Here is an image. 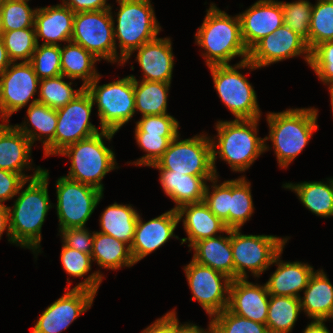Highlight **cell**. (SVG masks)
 I'll return each mask as SVG.
<instances>
[{
    "mask_svg": "<svg viewBox=\"0 0 333 333\" xmlns=\"http://www.w3.org/2000/svg\"><path fill=\"white\" fill-rule=\"evenodd\" d=\"M48 171L43 169L41 175L27 180L17 193L13 207L7 206L13 244L30 249L36 256L42 250V225L49 209L54 206L48 195ZM27 183L28 186L23 190Z\"/></svg>",
    "mask_w": 333,
    "mask_h": 333,
    "instance_id": "1",
    "label": "cell"
},
{
    "mask_svg": "<svg viewBox=\"0 0 333 333\" xmlns=\"http://www.w3.org/2000/svg\"><path fill=\"white\" fill-rule=\"evenodd\" d=\"M259 121L260 118L217 121V138L210 137L213 168L217 177L216 156L228 163L233 172L241 173L265 153V140L257 136Z\"/></svg>",
    "mask_w": 333,
    "mask_h": 333,
    "instance_id": "2",
    "label": "cell"
},
{
    "mask_svg": "<svg viewBox=\"0 0 333 333\" xmlns=\"http://www.w3.org/2000/svg\"><path fill=\"white\" fill-rule=\"evenodd\" d=\"M317 117L318 109L313 107L267 113L269 135L264 138L265 151L270 149L266 142L270 140L279 168L287 169L310 142L319 127Z\"/></svg>",
    "mask_w": 333,
    "mask_h": 333,
    "instance_id": "3",
    "label": "cell"
},
{
    "mask_svg": "<svg viewBox=\"0 0 333 333\" xmlns=\"http://www.w3.org/2000/svg\"><path fill=\"white\" fill-rule=\"evenodd\" d=\"M206 11L195 34V43L204 50L201 53L206 65H229L235 57H242L241 62L248 60L249 51L242 40L238 14L232 17L214 3Z\"/></svg>",
    "mask_w": 333,
    "mask_h": 333,
    "instance_id": "4",
    "label": "cell"
},
{
    "mask_svg": "<svg viewBox=\"0 0 333 333\" xmlns=\"http://www.w3.org/2000/svg\"><path fill=\"white\" fill-rule=\"evenodd\" d=\"M116 133L101 130L99 133L71 144L57 155L66 156L71 160L68 175L65 177L93 186L104 191L102 179L112 170L118 169L115 153L105 145Z\"/></svg>",
    "mask_w": 333,
    "mask_h": 333,
    "instance_id": "5",
    "label": "cell"
},
{
    "mask_svg": "<svg viewBox=\"0 0 333 333\" xmlns=\"http://www.w3.org/2000/svg\"><path fill=\"white\" fill-rule=\"evenodd\" d=\"M116 2L119 4L117 7L119 9L114 14L116 21L113 18L112 22L116 63L122 66L123 60L132 51L156 39L162 30L150 0H116ZM115 22H117L116 26ZM117 47L120 48V54L117 52Z\"/></svg>",
    "mask_w": 333,
    "mask_h": 333,
    "instance_id": "6",
    "label": "cell"
},
{
    "mask_svg": "<svg viewBox=\"0 0 333 333\" xmlns=\"http://www.w3.org/2000/svg\"><path fill=\"white\" fill-rule=\"evenodd\" d=\"M94 271L82 282L72 289L67 278L68 287L64 295L48 306L40 316L31 333H61L66 330L74 320L92 307L94 298L103 280V273Z\"/></svg>",
    "mask_w": 333,
    "mask_h": 333,
    "instance_id": "7",
    "label": "cell"
},
{
    "mask_svg": "<svg viewBox=\"0 0 333 333\" xmlns=\"http://www.w3.org/2000/svg\"><path fill=\"white\" fill-rule=\"evenodd\" d=\"M212 74L214 88L223 104L235 119H257L262 116L256 92L245 75L238 69H258L249 60L235 65H214L208 67Z\"/></svg>",
    "mask_w": 333,
    "mask_h": 333,
    "instance_id": "8",
    "label": "cell"
},
{
    "mask_svg": "<svg viewBox=\"0 0 333 333\" xmlns=\"http://www.w3.org/2000/svg\"><path fill=\"white\" fill-rule=\"evenodd\" d=\"M101 77L99 74L85 89L93 104H97L102 130L117 133L136 113L134 79L129 75L111 83L98 85Z\"/></svg>",
    "mask_w": 333,
    "mask_h": 333,
    "instance_id": "9",
    "label": "cell"
},
{
    "mask_svg": "<svg viewBox=\"0 0 333 333\" xmlns=\"http://www.w3.org/2000/svg\"><path fill=\"white\" fill-rule=\"evenodd\" d=\"M241 229H230V244L234 260V279H247L248 271L260 278L269 270L275 257L283 250L289 237L246 235ZM270 266V267H269Z\"/></svg>",
    "mask_w": 333,
    "mask_h": 333,
    "instance_id": "10",
    "label": "cell"
},
{
    "mask_svg": "<svg viewBox=\"0 0 333 333\" xmlns=\"http://www.w3.org/2000/svg\"><path fill=\"white\" fill-rule=\"evenodd\" d=\"M150 167L191 176H216L210 137L203 133L181 140L178 134L164 154Z\"/></svg>",
    "mask_w": 333,
    "mask_h": 333,
    "instance_id": "11",
    "label": "cell"
},
{
    "mask_svg": "<svg viewBox=\"0 0 333 333\" xmlns=\"http://www.w3.org/2000/svg\"><path fill=\"white\" fill-rule=\"evenodd\" d=\"M55 185L59 232L66 228L85 227L103 198V192L65 176H60Z\"/></svg>",
    "mask_w": 333,
    "mask_h": 333,
    "instance_id": "12",
    "label": "cell"
},
{
    "mask_svg": "<svg viewBox=\"0 0 333 333\" xmlns=\"http://www.w3.org/2000/svg\"><path fill=\"white\" fill-rule=\"evenodd\" d=\"M111 10L110 5V9L106 10L75 13L71 41L84 47L100 61L116 63L114 15Z\"/></svg>",
    "mask_w": 333,
    "mask_h": 333,
    "instance_id": "13",
    "label": "cell"
},
{
    "mask_svg": "<svg viewBox=\"0 0 333 333\" xmlns=\"http://www.w3.org/2000/svg\"><path fill=\"white\" fill-rule=\"evenodd\" d=\"M184 271L193 295L191 300H197L209 318L228 307L231 278L192 259Z\"/></svg>",
    "mask_w": 333,
    "mask_h": 333,
    "instance_id": "14",
    "label": "cell"
},
{
    "mask_svg": "<svg viewBox=\"0 0 333 333\" xmlns=\"http://www.w3.org/2000/svg\"><path fill=\"white\" fill-rule=\"evenodd\" d=\"M93 106L91 96L84 88L73 100L57 109L54 155L71 144L99 133V129L102 130L90 122Z\"/></svg>",
    "mask_w": 333,
    "mask_h": 333,
    "instance_id": "15",
    "label": "cell"
},
{
    "mask_svg": "<svg viewBox=\"0 0 333 333\" xmlns=\"http://www.w3.org/2000/svg\"><path fill=\"white\" fill-rule=\"evenodd\" d=\"M40 79L30 62H12L0 75V118L9 122L13 113L27 106L38 93Z\"/></svg>",
    "mask_w": 333,
    "mask_h": 333,
    "instance_id": "16",
    "label": "cell"
},
{
    "mask_svg": "<svg viewBox=\"0 0 333 333\" xmlns=\"http://www.w3.org/2000/svg\"><path fill=\"white\" fill-rule=\"evenodd\" d=\"M303 56L310 64L311 51L307 42L291 28L283 25L258 41L250 50L248 60L257 68Z\"/></svg>",
    "mask_w": 333,
    "mask_h": 333,
    "instance_id": "17",
    "label": "cell"
},
{
    "mask_svg": "<svg viewBox=\"0 0 333 333\" xmlns=\"http://www.w3.org/2000/svg\"><path fill=\"white\" fill-rule=\"evenodd\" d=\"M179 222L177 210L173 208L147 222L139 214L130 246L135 263L159 249L170 238L180 239L174 234Z\"/></svg>",
    "mask_w": 333,
    "mask_h": 333,
    "instance_id": "18",
    "label": "cell"
},
{
    "mask_svg": "<svg viewBox=\"0 0 333 333\" xmlns=\"http://www.w3.org/2000/svg\"><path fill=\"white\" fill-rule=\"evenodd\" d=\"M241 36L248 51L262 38L284 25L283 9L278 0H258L238 14Z\"/></svg>",
    "mask_w": 333,
    "mask_h": 333,
    "instance_id": "19",
    "label": "cell"
},
{
    "mask_svg": "<svg viewBox=\"0 0 333 333\" xmlns=\"http://www.w3.org/2000/svg\"><path fill=\"white\" fill-rule=\"evenodd\" d=\"M5 123L0 124V169L18 173L26 180L41 175L43 169L40 166L31 167L32 142L15 125ZM25 169L34 170L32 176L22 172Z\"/></svg>",
    "mask_w": 333,
    "mask_h": 333,
    "instance_id": "20",
    "label": "cell"
},
{
    "mask_svg": "<svg viewBox=\"0 0 333 333\" xmlns=\"http://www.w3.org/2000/svg\"><path fill=\"white\" fill-rule=\"evenodd\" d=\"M135 51H137L136 62L143 71L142 80L171 83L175 57L170 37H157L144 43L123 60L122 66L129 61Z\"/></svg>",
    "mask_w": 333,
    "mask_h": 333,
    "instance_id": "21",
    "label": "cell"
},
{
    "mask_svg": "<svg viewBox=\"0 0 333 333\" xmlns=\"http://www.w3.org/2000/svg\"><path fill=\"white\" fill-rule=\"evenodd\" d=\"M270 294L266 285L233 279L229 288L228 309L241 317L266 324Z\"/></svg>",
    "mask_w": 333,
    "mask_h": 333,
    "instance_id": "22",
    "label": "cell"
},
{
    "mask_svg": "<svg viewBox=\"0 0 333 333\" xmlns=\"http://www.w3.org/2000/svg\"><path fill=\"white\" fill-rule=\"evenodd\" d=\"M75 13L60 4L37 8L35 12L36 40L41 44L62 45L60 42L71 41Z\"/></svg>",
    "mask_w": 333,
    "mask_h": 333,
    "instance_id": "23",
    "label": "cell"
},
{
    "mask_svg": "<svg viewBox=\"0 0 333 333\" xmlns=\"http://www.w3.org/2000/svg\"><path fill=\"white\" fill-rule=\"evenodd\" d=\"M283 250L275 257L272 264L276 270L265 283L270 295L291 296L300 298V292L307 287L309 278L314 273V268L304 262H285L281 260Z\"/></svg>",
    "mask_w": 333,
    "mask_h": 333,
    "instance_id": "24",
    "label": "cell"
},
{
    "mask_svg": "<svg viewBox=\"0 0 333 333\" xmlns=\"http://www.w3.org/2000/svg\"><path fill=\"white\" fill-rule=\"evenodd\" d=\"M177 213L188 236L180 239L181 245L189 242V248L202 239L216 237L218 233L221 235L228 230L225 223L211 212L204 201L183 205L177 209Z\"/></svg>",
    "mask_w": 333,
    "mask_h": 333,
    "instance_id": "25",
    "label": "cell"
},
{
    "mask_svg": "<svg viewBox=\"0 0 333 333\" xmlns=\"http://www.w3.org/2000/svg\"><path fill=\"white\" fill-rule=\"evenodd\" d=\"M26 113V120L15 126L27 136L32 144L38 140L43 143L44 157L54 155L57 110L37 102V98H34L29 103Z\"/></svg>",
    "mask_w": 333,
    "mask_h": 333,
    "instance_id": "26",
    "label": "cell"
},
{
    "mask_svg": "<svg viewBox=\"0 0 333 333\" xmlns=\"http://www.w3.org/2000/svg\"><path fill=\"white\" fill-rule=\"evenodd\" d=\"M158 170L162 190L175 203L174 210L186 204L203 202L207 182L216 177L191 176L167 169Z\"/></svg>",
    "mask_w": 333,
    "mask_h": 333,
    "instance_id": "27",
    "label": "cell"
},
{
    "mask_svg": "<svg viewBox=\"0 0 333 333\" xmlns=\"http://www.w3.org/2000/svg\"><path fill=\"white\" fill-rule=\"evenodd\" d=\"M212 238L202 239L190 248L194 250L192 260L208 266L234 279V260L230 244V229Z\"/></svg>",
    "mask_w": 333,
    "mask_h": 333,
    "instance_id": "28",
    "label": "cell"
},
{
    "mask_svg": "<svg viewBox=\"0 0 333 333\" xmlns=\"http://www.w3.org/2000/svg\"><path fill=\"white\" fill-rule=\"evenodd\" d=\"M300 297L301 311L313 320H326L333 310V285L327 274L316 270Z\"/></svg>",
    "mask_w": 333,
    "mask_h": 333,
    "instance_id": "29",
    "label": "cell"
},
{
    "mask_svg": "<svg viewBox=\"0 0 333 333\" xmlns=\"http://www.w3.org/2000/svg\"><path fill=\"white\" fill-rule=\"evenodd\" d=\"M283 187L294 191L300 202L316 216L333 217V178L324 181L285 183Z\"/></svg>",
    "mask_w": 333,
    "mask_h": 333,
    "instance_id": "30",
    "label": "cell"
},
{
    "mask_svg": "<svg viewBox=\"0 0 333 333\" xmlns=\"http://www.w3.org/2000/svg\"><path fill=\"white\" fill-rule=\"evenodd\" d=\"M60 54L61 72L67 79H82L85 88L99 75L94 64L100 60L81 45L69 41L60 45Z\"/></svg>",
    "mask_w": 333,
    "mask_h": 333,
    "instance_id": "31",
    "label": "cell"
},
{
    "mask_svg": "<svg viewBox=\"0 0 333 333\" xmlns=\"http://www.w3.org/2000/svg\"><path fill=\"white\" fill-rule=\"evenodd\" d=\"M139 213L130 204L115 202L107 206L100 216L101 233L115 237L131 246Z\"/></svg>",
    "mask_w": 333,
    "mask_h": 333,
    "instance_id": "32",
    "label": "cell"
},
{
    "mask_svg": "<svg viewBox=\"0 0 333 333\" xmlns=\"http://www.w3.org/2000/svg\"><path fill=\"white\" fill-rule=\"evenodd\" d=\"M91 257L100 268L112 271L136 264L128 244L98 231H94Z\"/></svg>",
    "mask_w": 333,
    "mask_h": 333,
    "instance_id": "33",
    "label": "cell"
},
{
    "mask_svg": "<svg viewBox=\"0 0 333 333\" xmlns=\"http://www.w3.org/2000/svg\"><path fill=\"white\" fill-rule=\"evenodd\" d=\"M135 111L142 116L167 114V100L171 83L137 80L134 75Z\"/></svg>",
    "mask_w": 333,
    "mask_h": 333,
    "instance_id": "34",
    "label": "cell"
},
{
    "mask_svg": "<svg viewBox=\"0 0 333 333\" xmlns=\"http://www.w3.org/2000/svg\"><path fill=\"white\" fill-rule=\"evenodd\" d=\"M300 298L270 295L266 326L269 333H290L300 315Z\"/></svg>",
    "mask_w": 333,
    "mask_h": 333,
    "instance_id": "35",
    "label": "cell"
},
{
    "mask_svg": "<svg viewBox=\"0 0 333 333\" xmlns=\"http://www.w3.org/2000/svg\"><path fill=\"white\" fill-rule=\"evenodd\" d=\"M254 213L251 182L245 176L230 180L229 229H241Z\"/></svg>",
    "mask_w": 333,
    "mask_h": 333,
    "instance_id": "36",
    "label": "cell"
},
{
    "mask_svg": "<svg viewBox=\"0 0 333 333\" xmlns=\"http://www.w3.org/2000/svg\"><path fill=\"white\" fill-rule=\"evenodd\" d=\"M64 78L67 77L59 75L40 79L37 102L57 110L64 107L84 90L82 85L79 89H73V83L65 82Z\"/></svg>",
    "mask_w": 333,
    "mask_h": 333,
    "instance_id": "37",
    "label": "cell"
},
{
    "mask_svg": "<svg viewBox=\"0 0 333 333\" xmlns=\"http://www.w3.org/2000/svg\"><path fill=\"white\" fill-rule=\"evenodd\" d=\"M327 41H333V0L317 1L313 5L309 32L310 51Z\"/></svg>",
    "mask_w": 333,
    "mask_h": 333,
    "instance_id": "38",
    "label": "cell"
},
{
    "mask_svg": "<svg viewBox=\"0 0 333 333\" xmlns=\"http://www.w3.org/2000/svg\"><path fill=\"white\" fill-rule=\"evenodd\" d=\"M1 38L12 62H30L37 47L35 27L2 32Z\"/></svg>",
    "mask_w": 333,
    "mask_h": 333,
    "instance_id": "39",
    "label": "cell"
},
{
    "mask_svg": "<svg viewBox=\"0 0 333 333\" xmlns=\"http://www.w3.org/2000/svg\"><path fill=\"white\" fill-rule=\"evenodd\" d=\"M29 0H6L0 7L2 32L35 27V12Z\"/></svg>",
    "mask_w": 333,
    "mask_h": 333,
    "instance_id": "40",
    "label": "cell"
},
{
    "mask_svg": "<svg viewBox=\"0 0 333 333\" xmlns=\"http://www.w3.org/2000/svg\"><path fill=\"white\" fill-rule=\"evenodd\" d=\"M135 140L138 147L142 149L146 154L136 161L132 162V165L136 166H148L153 163L164 154L169 147L170 142L178 134H154L147 132H134Z\"/></svg>",
    "mask_w": 333,
    "mask_h": 333,
    "instance_id": "41",
    "label": "cell"
},
{
    "mask_svg": "<svg viewBox=\"0 0 333 333\" xmlns=\"http://www.w3.org/2000/svg\"><path fill=\"white\" fill-rule=\"evenodd\" d=\"M280 3L283 9L284 25L304 38L309 47L310 21L313 4L308 0H298L286 3L280 1Z\"/></svg>",
    "mask_w": 333,
    "mask_h": 333,
    "instance_id": "42",
    "label": "cell"
},
{
    "mask_svg": "<svg viewBox=\"0 0 333 333\" xmlns=\"http://www.w3.org/2000/svg\"><path fill=\"white\" fill-rule=\"evenodd\" d=\"M214 333H269L266 324L241 317L228 308L211 317Z\"/></svg>",
    "mask_w": 333,
    "mask_h": 333,
    "instance_id": "43",
    "label": "cell"
},
{
    "mask_svg": "<svg viewBox=\"0 0 333 333\" xmlns=\"http://www.w3.org/2000/svg\"><path fill=\"white\" fill-rule=\"evenodd\" d=\"M30 63L39 79L62 75L60 45L37 44Z\"/></svg>",
    "mask_w": 333,
    "mask_h": 333,
    "instance_id": "44",
    "label": "cell"
},
{
    "mask_svg": "<svg viewBox=\"0 0 333 333\" xmlns=\"http://www.w3.org/2000/svg\"><path fill=\"white\" fill-rule=\"evenodd\" d=\"M210 182L212 183V192L210 191V186L207 185L203 201L211 212L220 218L229 229L230 180L218 184L219 181L216 176Z\"/></svg>",
    "mask_w": 333,
    "mask_h": 333,
    "instance_id": "45",
    "label": "cell"
},
{
    "mask_svg": "<svg viewBox=\"0 0 333 333\" xmlns=\"http://www.w3.org/2000/svg\"><path fill=\"white\" fill-rule=\"evenodd\" d=\"M309 66L323 84L333 83V41L323 42L311 51Z\"/></svg>",
    "mask_w": 333,
    "mask_h": 333,
    "instance_id": "46",
    "label": "cell"
},
{
    "mask_svg": "<svg viewBox=\"0 0 333 333\" xmlns=\"http://www.w3.org/2000/svg\"><path fill=\"white\" fill-rule=\"evenodd\" d=\"M60 260L65 272L75 278H83L92 269L91 255L69 248L64 243H62Z\"/></svg>",
    "mask_w": 333,
    "mask_h": 333,
    "instance_id": "47",
    "label": "cell"
},
{
    "mask_svg": "<svg viewBox=\"0 0 333 333\" xmlns=\"http://www.w3.org/2000/svg\"><path fill=\"white\" fill-rule=\"evenodd\" d=\"M135 123V132L179 134V122L169 113L141 116V119Z\"/></svg>",
    "mask_w": 333,
    "mask_h": 333,
    "instance_id": "48",
    "label": "cell"
},
{
    "mask_svg": "<svg viewBox=\"0 0 333 333\" xmlns=\"http://www.w3.org/2000/svg\"><path fill=\"white\" fill-rule=\"evenodd\" d=\"M62 242L69 248L91 255L93 250L94 231L86 227L66 228L59 232Z\"/></svg>",
    "mask_w": 333,
    "mask_h": 333,
    "instance_id": "49",
    "label": "cell"
},
{
    "mask_svg": "<svg viewBox=\"0 0 333 333\" xmlns=\"http://www.w3.org/2000/svg\"><path fill=\"white\" fill-rule=\"evenodd\" d=\"M27 180L20 174L0 169V204L17 197L21 186Z\"/></svg>",
    "mask_w": 333,
    "mask_h": 333,
    "instance_id": "50",
    "label": "cell"
},
{
    "mask_svg": "<svg viewBox=\"0 0 333 333\" xmlns=\"http://www.w3.org/2000/svg\"><path fill=\"white\" fill-rule=\"evenodd\" d=\"M177 313L175 309L156 319L141 333H177Z\"/></svg>",
    "mask_w": 333,
    "mask_h": 333,
    "instance_id": "51",
    "label": "cell"
},
{
    "mask_svg": "<svg viewBox=\"0 0 333 333\" xmlns=\"http://www.w3.org/2000/svg\"><path fill=\"white\" fill-rule=\"evenodd\" d=\"M62 5L67 6L74 13L110 9L107 0H62Z\"/></svg>",
    "mask_w": 333,
    "mask_h": 333,
    "instance_id": "52",
    "label": "cell"
},
{
    "mask_svg": "<svg viewBox=\"0 0 333 333\" xmlns=\"http://www.w3.org/2000/svg\"><path fill=\"white\" fill-rule=\"evenodd\" d=\"M177 333H214V328L211 320L209 322L208 328L205 330L193 323H179L177 318Z\"/></svg>",
    "mask_w": 333,
    "mask_h": 333,
    "instance_id": "53",
    "label": "cell"
},
{
    "mask_svg": "<svg viewBox=\"0 0 333 333\" xmlns=\"http://www.w3.org/2000/svg\"><path fill=\"white\" fill-rule=\"evenodd\" d=\"M6 230L9 243L13 244L11 233L9 229V212L6 205L0 204V239L2 238L3 232Z\"/></svg>",
    "mask_w": 333,
    "mask_h": 333,
    "instance_id": "54",
    "label": "cell"
},
{
    "mask_svg": "<svg viewBox=\"0 0 333 333\" xmlns=\"http://www.w3.org/2000/svg\"><path fill=\"white\" fill-rule=\"evenodd\" d=\"M326 320H312L306 328L302 331L303 333H330L325 325Z\"/></svg>",
    "mask_w": 333,
    "mask_h": 333,
    "instance_id": "55",
    "label": "cell"
},
{
    "mask_svg": "<svg viewBox=\"0 0 333 333\" xmlns=\"http://www.w3.org/2000/svg\"><path fill=\"white\" fill-rule=\"evenodd\" d=\"M12 63L6 51L4 42L0 36V75L10 66Z\"/></svg>",
    "mask_w": 333,
    "mask_h": 333,
    "instance_id": "56",
    "label": "cell"
},
{
    "mask_svg": "<svg viewBox=\"0 0 333 333\" xmlns=\"http://www.w3.org/2000/svg\"><path fill=\"white\" fill-rule=\"evenodd\" d=\"M329 93H330V103H331V109L333 112V83L328 86ZM333 114V113H332Z\"/></svg>",
    "mask_w": 333,
    "mask_h": 333,
    "instance_id": "57",
    "label": "cell"
},
{
    "mask_svg": "<svg viewBox=\"0 0 333 333\" xmlns=\"http://www.w3.org/2000/svg\"><path fill=\"white\" fill-rule=\"evenodd\" d=\"M2 35V22H1V10H0V36Z\"/></svg>",
    "mask_w": 333,
    "mask_h": 333,
    "instance_id": "58",
    "label": "cell"
},
{
    "mask_svg": "<svg viewBox=\"0 0 333 333\" xmlns=\"http://www.w3.org/2000/svg\"><path fill=\"white\" fill-rule=\"evenodd\" d=\"M329 319H333V310H332L331 314L329 315V317L327 318V320L329 321Z\"/></svg>",
    "mask_w": 333,
    "mask_h": 333,
    "instance_id": "59",
    "label": "cell"
},
{
    "mask_svg": "<svg viewBox=\"0 0 333 333\" xmlns=\"http://www.w3.org/2000/svg\"><path fill=\"white\" fill-rule=\"evenodd\" d=\"M6 0H0V7Z\"/></svg>",
    "mask_w": 333,
    "mask_h": 333,
    "instance_id": "60",
    "label": "cell"
}]
</instances>
